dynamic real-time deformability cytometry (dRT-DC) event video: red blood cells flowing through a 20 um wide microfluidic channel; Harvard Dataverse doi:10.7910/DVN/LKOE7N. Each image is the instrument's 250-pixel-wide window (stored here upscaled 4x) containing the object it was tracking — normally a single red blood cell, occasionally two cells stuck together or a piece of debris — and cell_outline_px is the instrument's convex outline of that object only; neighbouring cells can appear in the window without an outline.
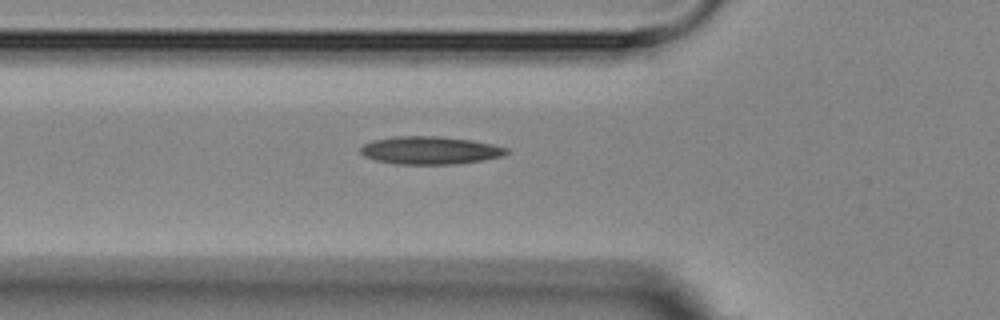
{"species": "Egyptian fruit bat (a non-hibernating species)", "species_latin": "Rousettus aegyptiacus", "temperature_condition": "room temperature", "stored_images_in_passage": 5, "camera_frame_rate_fps": 3000, "um_per_image_px": 0.085, "animal": {"sex": "female"}, "frame": {"image": 1, "passage_image": 5, "time_ms": 5.667, "image_size_px": [1000, 320], "cell_outline_px": [[508, 152], [500, 156], [484, 160], [456, 164], [396, 164], [376, 160], [364, 156], [360, 152], [360, 148], [364, 144], [372, 140], [392, 136], [440, 136], [472, 140], [492, 144], [508, 148]], "centroid_in_image_um": [36.53, 12.77], "position_along_channel_um": 89.3, "area_um2": 23.76}}